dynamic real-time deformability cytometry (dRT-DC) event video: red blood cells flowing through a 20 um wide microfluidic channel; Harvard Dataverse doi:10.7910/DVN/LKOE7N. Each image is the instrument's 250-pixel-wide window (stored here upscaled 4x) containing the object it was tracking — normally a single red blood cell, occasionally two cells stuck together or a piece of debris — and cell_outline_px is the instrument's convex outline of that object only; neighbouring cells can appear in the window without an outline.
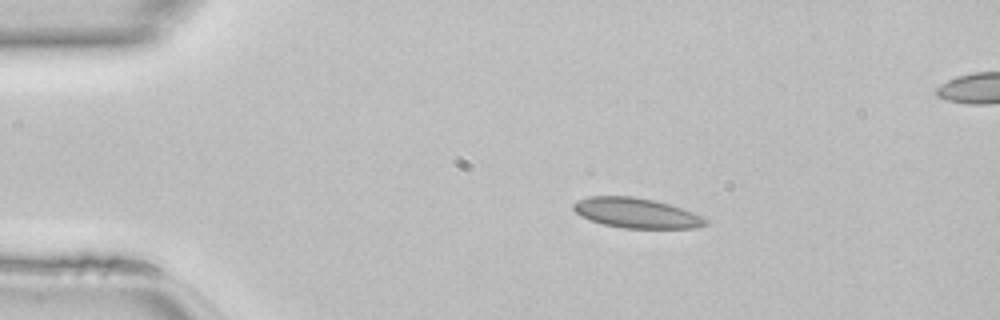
{"species": "common noctule bat (a hibernating species)", "species_latin": "Nyctalus noctula", "temperature_condition": "room temperature", "stored_images_in_passage": 47, "camera_frame_rate_fps": 3000, "um_per_image_px": 0.085, "animal": {"sex": "female", "body_mass_g": 22.7, "forearm_length_mm": 54.2}, "frame": {"image": 1, "passage_image": 8, "time_ms": 2.333, "image_size_px": [1000, 320], "cell_outline_px": [[708, 224], [696, 228], [624, 228], [604, 224], [580, 216], [572, 208], [572, 204], [588, 196], [632, 196], [652, 200], [668, 204], [692, 212], [708, 220]], "centroid_in_image_um": [54.08, 18.11], "position_along_channel_um": 30.9, "area_um2": 22.83}}
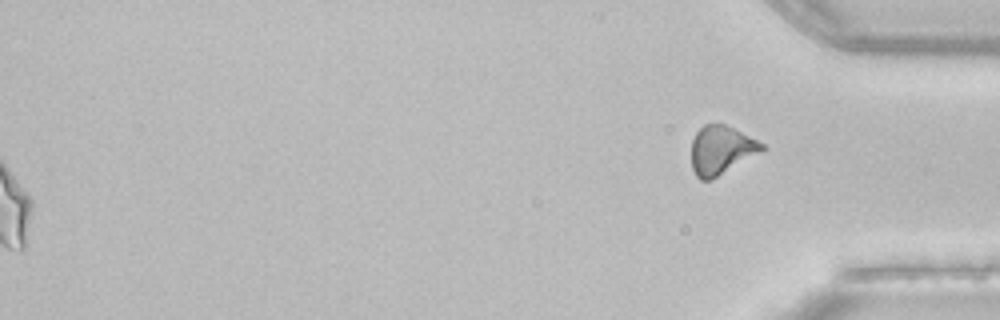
{"frame": {"image": 2, "passage_image": 47, "time_ms": 15.333, "image_size_px": [1000, 320], "cell_outline_px": [[768, 148], [712, 180], [700, 180], [696, 176], [692, 168], [692, 140], [696, 132], [704, 124], [724, 124], [764, 144]], "centroid_in_image_um": [61.29, 12.78], "position_along_channel_um": 373.9, "area_um2": 19.88}}